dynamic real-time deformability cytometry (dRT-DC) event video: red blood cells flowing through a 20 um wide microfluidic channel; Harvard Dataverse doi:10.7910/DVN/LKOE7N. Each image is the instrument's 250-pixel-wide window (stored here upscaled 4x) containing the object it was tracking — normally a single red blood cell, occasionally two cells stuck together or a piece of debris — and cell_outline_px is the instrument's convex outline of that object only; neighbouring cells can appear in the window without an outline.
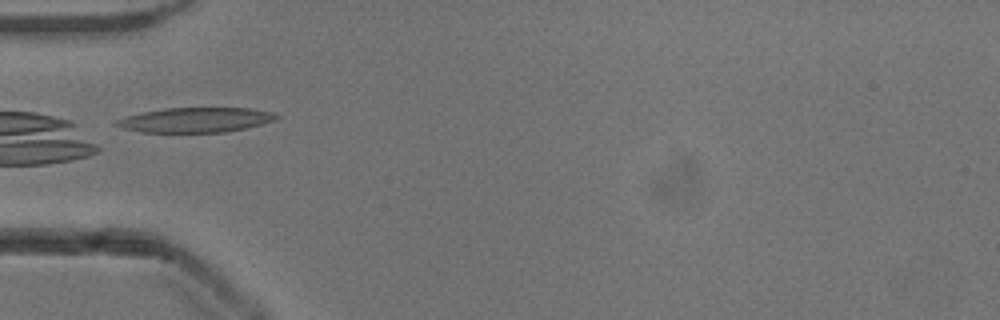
{"species": "common noctule bat (a hibernating species)", "species_latin": "Nyctalus noctula", "temperature_condition": "cold", "stored_images_in_passage": 26, "camera_frame_rate_fps": 3000, "um_per_image_px": 0.085, "animal": {"sex": "male", "body_mass_g": 13.3}, "frame": {"image": 1, "passage_image": 1, "time_ms": 0.0, "image_size_px": [1000, 320], "cell_outline_px": [[280, 116], [276, 120], [244, 128], [224, 132], [140, 132], [124, 128], [112, 124], [116, 120], [140, 112], [164, 108], [252, 108], [272, 112]], "centroid_in_image_um": [16.61, 10.19], "position_along_channel_um": 68.4, "area_um2": 23.06}}